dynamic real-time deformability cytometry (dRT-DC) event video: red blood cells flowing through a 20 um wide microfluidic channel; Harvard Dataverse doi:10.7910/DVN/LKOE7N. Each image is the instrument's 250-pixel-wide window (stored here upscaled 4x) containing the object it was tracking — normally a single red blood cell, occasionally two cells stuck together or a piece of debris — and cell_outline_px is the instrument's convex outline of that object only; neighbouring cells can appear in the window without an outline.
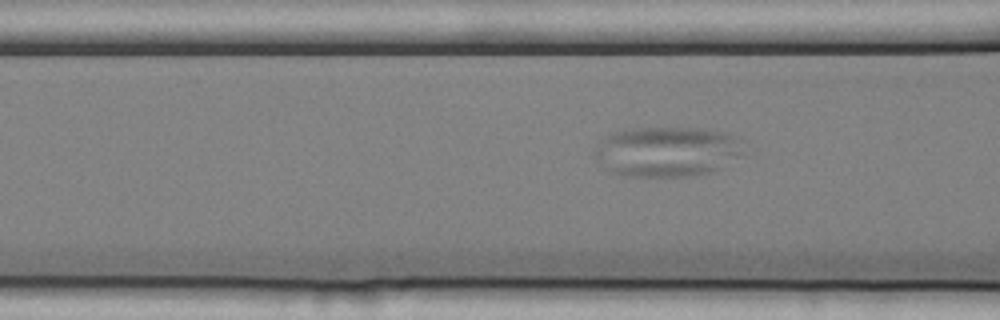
{"species": "common noctule bat (a hibernating species)", "species_latin": "Nyctalus noctula", "temperature_condition": "cold", "stored_images_in_passage": 13, "camera_frame_rate_fps": 3000, "um_per_image_px": 0.085, "animal": {"sex": "female", "body_mass_g": 25.1}, "frame": {"image": 1, "passage_image": 4, "time_ms": 1.0, "image_size_px": [1000, 320], "cell_outline_px": [[744, 156], [724, 168], [712, 172], [688, 176], [624, 176], [612, 172], [596, 160], [596, 144], [608, 136], [616, 132], [636, 128], [700, 128], [724, 132], [740, 140], [744, 152]], "centroid_in_image_um": [56.78, 12.9], "position_along_channel_um": 109.8, "area_um2": 43.64}}
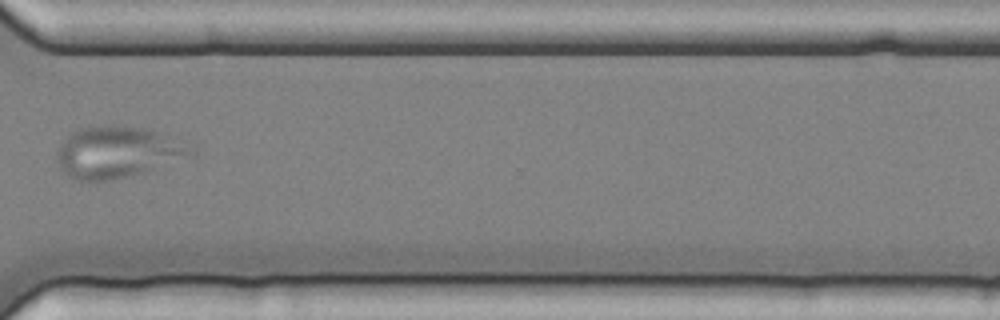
{"frame": {"image": 2, "passage_image": 10, "time_ms": 3.0, "image_size_px": [1000, 320], "cell_outline_px": [[196, 152], [188, 156], [144, 172], [132, 176], [108, 180], [76, 180], [68, 176], [60, 168], [56, 156], [56, 152], [60, 144], [72, 132], [80, 128], [96, 124], [120, 124], [144, 128], [168, 136]], "centroid_in_image_um": [9.88, 12.91], "position_along_channel_um": 360.7, "area_um2": 39.82}}
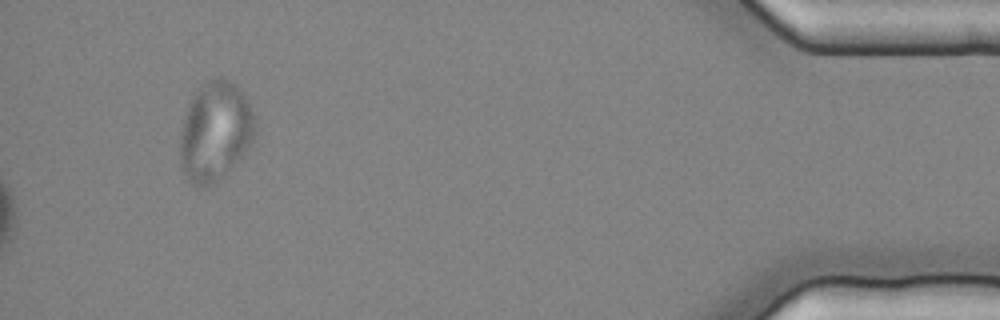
{"frame": {"image": 3, "passage_image": 13, "time_ms": 4.0, "image_size_px": [1000, 320], "cell_outline_px": [[256, 128], [252, 144], [244, 156], [224, 176], [204, 188], [196, 188], [188, 180], [180, 164], [180, 132], [184, 116], [192, 96], [196, 88], [208, 80], [216, 76], [220, 76], [232, 80], [244, 92], [252, 112], [256, 124]], "centroid_in_image_um": [18.3, 11.16], "position_along_channel_um": 416.9, "area_um2": 44.45}}